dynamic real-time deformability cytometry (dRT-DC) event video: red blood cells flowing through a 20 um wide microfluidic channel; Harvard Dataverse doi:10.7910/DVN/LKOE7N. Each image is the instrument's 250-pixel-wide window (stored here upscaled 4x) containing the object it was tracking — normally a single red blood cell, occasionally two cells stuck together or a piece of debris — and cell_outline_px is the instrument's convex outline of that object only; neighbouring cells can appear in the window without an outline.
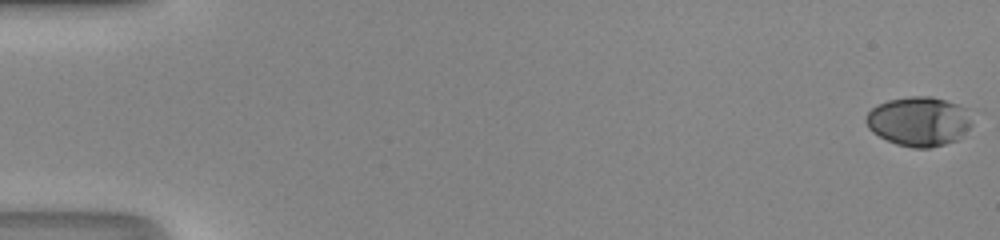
{"species": "human", "species_latin": "Homo sapiens", "temperature_condition": "room temperature", "stored_images_in_passage": 50, "camera_frame_rate_fps": 3000, "um_per_image_px": 0.085, "donor": {"sex": "male"}, "frame": {"image": 1, "passage_image": 1, "time_ms": 0.0, "image_size_px": [1000, 240], "cell_outline_px": [[976, 116], [972, 124], [960, 140], [928, 148], [912, 148], [896, 144], [872, 132], [868, 128], [864, 120], [868, 112], [876, 104], [888, 100], [908, 96], [932, 96], [956, 104], [972, 112]], "centroid_in_image_um": [78.15, 10.31], "position_along_channel_um": 6.9, "area_um2": 31.1}}
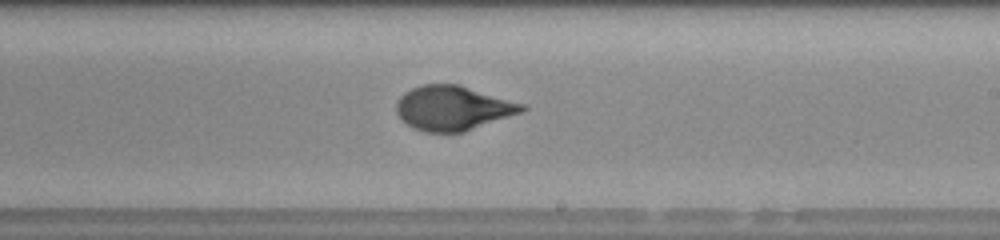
{"frame": {"image": 2, "passage_image": 32, "time_ms": 10.333, "image_size_px": [1000, 240], "cell_outline_px": [[528, 108], [524, 112], [464, 132], [424, 132], [412, 128], [400, 120], [396, 112], [396, 104], [400, 96], [404, 92], [412, 88], [424, 84], [460, 84], [524, 104]], "centroid_in_image_um": [38.49, 9.19], "position_along_channel_um": 250.5, "area_um2": 32.95}}
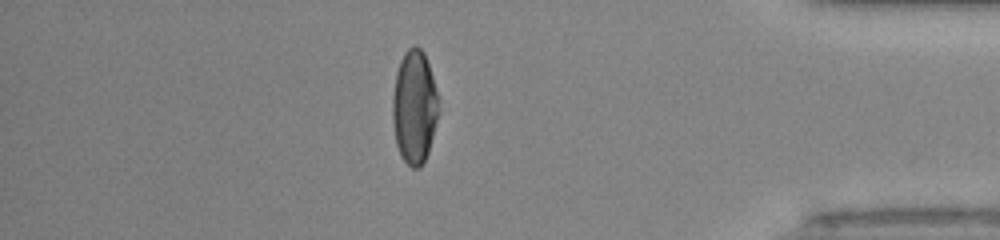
{"frame": {"image": 3, "passage_image": 45, "time_ms": 14.667, "image_size_px": [1000, 240], "cell_outline_px": [[440, 112], [428, 152], [420, 168], [412, 168], [400, 156], [396, 144], [392, 120], [392, 96], [396, 72], [400, 60], [404, 52], [408, 48], [416, 44], [424, 52], [432, 76], [440, 108]], "centroid_in_image_um": [35.21, 9.1], "position_along_channel_um": 400.0, "area_um2": 30.75}}